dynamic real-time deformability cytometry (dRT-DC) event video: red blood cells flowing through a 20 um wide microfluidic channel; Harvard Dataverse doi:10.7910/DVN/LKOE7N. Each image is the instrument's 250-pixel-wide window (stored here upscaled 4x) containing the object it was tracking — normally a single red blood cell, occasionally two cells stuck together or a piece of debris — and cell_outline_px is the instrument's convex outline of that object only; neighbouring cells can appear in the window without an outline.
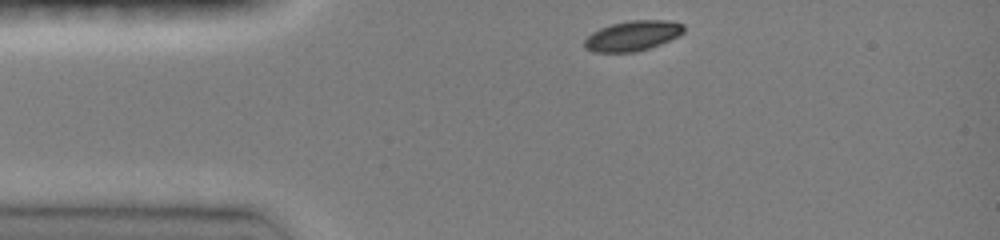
{"species": "common noctule bat (a hibernating species)", "species_latin": "Nyctalus noctula", "temperature_condition": "room temperature", "stored_images_in_passage": 26, "camera_frame_rate_fps": 3000, "um_per_image_px": 0.085, "animal": {"sex": "female", "body_mass_g": 19.0, "forearm_length_mm": 51.5}, "frame": {"image": 1, "passage_image": 1, "time_ms": 0.0, "image_size_px": [1000, 240], "cell_outline_px": [[684, 32], [680, 36], [660, 44], [636, 52], [592, 52], [584, 48], [584, 40], [592, 32], [600, 28], [612, 24], [628, 20], [668, 20], [684, 24]], "centroid_in_image_um": [53.78, 3.04], "position_along_channel_um": 31.2, "area_um2": 17.57}}
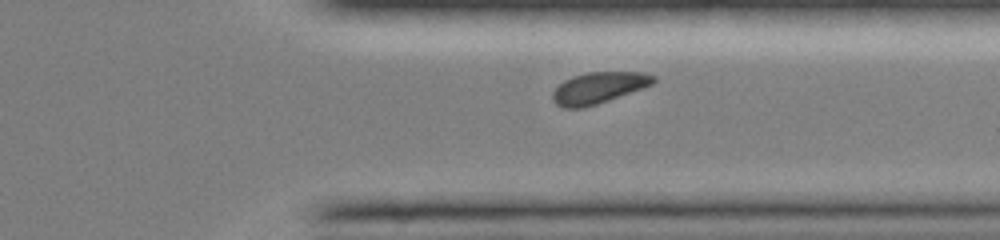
{"frame": {"image": 2, "passage_image": 22, "time_ms": 7.0, "image_size_px": [1000, 240], "cell_outline_px": [[656, 80], [652, 84], [644, 88], [584, 108], [564, 108], [556, 104], [552, 100], [552, 92], [564, 80], [572, 76], [588, 72], [644, 72], [656, 76]], "centroid_in_image_um": [50.88, 7.46], "position_along_channel_um": 360.5, "area_um2": 18.44}}
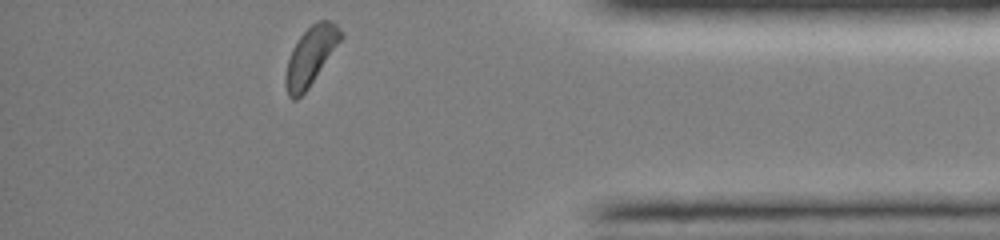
{"frame": {"image": 3, "passage_image": 26, "time_ms": 8.333, "image_size_px": [1000, 240], "cell_outline_px": [[344, 36], [308, 88], [296, 100], [292, 100], [288, 96], [284, 84], [284, 76], [288, 60], [292, 48], [300, 36], [316, 20], [332, 20], [344, 32]], "centroid_in_image_um": [26.4, 4.75], "position_along_channel_um": 408.8, "area_um2": 18.84}, "authors_computed_cell_mechanics": {"area_um2": 18.5827, "velocity_mm_per_s": 4.1734, "shape_relaxation_time_tau1_ms": 0.6322, "shape_relaxation_time_tau2_ms": 2.9621, "deformation_change_tau1": 0.0671, "deformation_change_tau2": 0.1022}}